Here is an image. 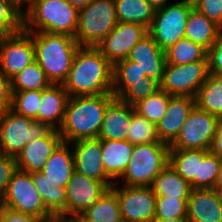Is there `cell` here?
<instances>
[{"instance_id":"cell-26","label":"cell","mask_w":222,"mask_h":222,"mask_svg":"<svg viewBox=\"0 0 222 222\" xmlns=\"http://www.w3.org/2000/svg\"><path fill=\"white\" fill-rule=\"evenodd\" d=\"M209 150H170L169 165L191 185L199 189V169Z\"/></svg>"},{"instance_id":"cell-8","label":"cell","mask_w":222,"mask_h":222,"mask_svg":"<svg viewBox=\"0 0 222 222\" xmlns=\"http://www.w3.org/2000/svg\"><path fill=\"white\" fill-rule=\"evenodd\" d=\"M0 206L15 212L29 214L47 222L57 220L45 207L40 193L34 185L32 174L16 170L8 183Z\"/></svg>"},{"instance_id":"cell-7","label":"cell","mask_w":222,"mask_h":222,"mask_svg":"<svg viewBox=\"0 0 222 222\" xmlns=\"http://www.w3.org/2000/svg\"><path fill=\"white\" fill-rule=\"evenodd\" d=\"M52 130L48 124L8 109L0 115V152L16 158L28 142L47 136Z\"/></svg>"},{"instance_id":"cell-32","label":"cell","mask_w":222,"mask_h":222,"mask_svg":"<svg viewBox=\"0 0 222 222\" xmlns=\"http://www.w3.org/2000/svg\"><path fill=\"white\" fill-rule=\"evenodd\" d=\"M146 75L136 62L123 59L113 65L112 93L120 98L132 85L145 82Z\"/></svg>"},{"instance_id":"cell-24","label":"cell","mask_w":222,"mask_h":222,"mask_svg":"<svg viewBox=\"0 0 222 222\" xmlns=\"http://www.w3.org/2000/svg\"><path fill=\"white\" fill-rule=\"evenodd\" d=\"M105 173L115 182L124 173L134 145L127 140H101Z\"/></svg>"},{"instance_id":"cell-49","label":"cell","mask_w":222,"mask_h":222,"mask_svg":"<svg viewBox=\"0 0 222 222\" xmlns=\"http://www.w3.org/2000/svg\"><path fill=\"white\" fill-rule=\"evenodd\" d=\"M92 0H67L72 6H75L78 10L84 8Z\"/></svg>"},{"instance_id":"cell-25","label":"cell","mask_w":222,"mask_h":222,"mask_svg":"<svg viewBox=\"0 0 222 222\" xmlns=\"http://www.w3.org/2000/svg\"><path fill=\"white\" fill-rule=\"evenodd\" d=\"M221 34L222 28L196 8L190 11L185 27V38L201 45L208 51Z\"/></svg>"},{"instance_id":"cell-43","label":"cell","mask_w":222,"mask_h":222,"mask_svg":"<svg viewBox=\"0 0 222 222\" xmlns=\"http://www.w3.org/2000/svg\"><path fill=\"white\" fill-rule=\"evenodd\" d=\"M16 170V158L0 153V200L4 196L12 174Z\"/></svg>"},{"instance_id":"cell-13","label":"cell","mask_w":222,"mask_h":222,"mask_svg":"<svg viewBox=\"0 0 222 222\" xmlns=\"http://www.w3.org/2000/svg\"><path fill=\"white\" fill-rule=\"evenodd\" d=\"M35 62L32 32L21 30L18 33L0 37V71L13 78L25 67Z\"/></svg>"},{"instance_id":"cell-23","label":"cell","mask_w":222,"mask_h":222,"mask_svg":"<svg viewBox=\"0 0 222 222\" xmlns=\"http://www.w3.org/2000/svg\"><path fill=\"white\" fill-rule=\"evenodd\" d=\"M69 144L62 141L47 159L41 171L48 181L58 184V187L66 188L75 172L73 149L69 148Z\"/></svg>"},{"instance_id":"cell-34","label":"cell","mask_w":222,"mask_h":222,"mask_svg":"<svg viewBox=\"0 0 222 222\" xmlns=\"http://www.w3.org/2000/svg\"><path fill=\"white\" fill-rule=\"evenodd\" d=\"M50 85L51 82L36 61L11 78L12 92L43 90Z\"/></svg>"},{"instance_id":"cell-1","label":"cell","mask_w":222,"mask_h":222,"mask_svg":"<svg viewBox=\"0 0 222 222\" xmlns=\"http://www.w3.org/2000/svg\"><path fill=\"white\" fill-rule=\"evenodd\" d=\"M62 85L70 97L112 93L113 65L97 47L80 46Z\"/></svg>"},{"instance_id":"cell-14","label":"cell","mask_w":222,"mask_h":222,"mask_svg":"<svg viewBox=\"0 0 222 222\" xmlns=\"http://www.w3.org/2000/svg\"><path fill=\"white\" fill-rule=\"evenodd\" d=\"M108 189L103 182L75 171L66 185V221L71 222L75 217L82 215Z\"/></svg>"},{"instance_id":"cell-41","label":"cell","mask_w":222,"mask_h":222,"mask_svg":"<svg viewBox=\"0 0 222 222\" xmlns=\"http://www.w3.org/2000/svg\"><path fill=\"white\" fill-rule=\"evenodd\" d=\"M159 88V84L152 78L146 76L145 82L132 85L120 99L129 105L134 106L140 100L152 95Z\"/></svg>"},{"instance_id":"cell-5","label":"cell","mask_w":222,"mask_h":222,"mask_svg":"<svg viewBox=\"0 0 222 222\" xmlns=\"http://www.w3.org/2000/svg\"><path fill=\"white\" fill-rule=\"evenodd\" d=\"M170 147L166 143L134 145L131 159L120 178L124 186H151L154 178L169 165Z\"/></svg>"},{"instance_id":"cell-12","label":"cell","mask_w":222,"mask_h":222,"mask_svg":"<svg viewBox=\"0 0 222 222\" xmlns=\"http://www.w3.org/2000/svg\"><path fill=\"white\" fill-rule=\"evenodd\" d=\"M111 187L117 194L123 222H152L155 218L156 195L151 186ZM116 185V186H115Z\"/></svg>"},{"instance_id":"cell-10","label":"cell","mask_w":222,"mask_h":222,"mask_svg":"<svg viewBox=\"0 0 222 222\" xmlns=\"http://www.w3.org/2000/svg\"><path fill=\"white\" fill-rule=\"evenodd\" d=\"M209 76V61H195L185 65L166 63L159 89L169 95L196 97Z\"/></svg>"},{"instance_id":"cell-15","label":"cell","mask_w":222,"mask_h":222,"mask_svg":"<svg viewBox=\"0 0 222 222\" xmlns=\"http://www.w3.org/2000/svg\"><path fill=\"white\" fill-rule=\"evenodd\" d=\"M148 28L137 23L118 22L97 48L114 65L127 59L132 48L146 35Z\"/></svg>"},{"instance_id":"cell-36","label":"cell","mask_w":222,"mask_h":222,"mask_svg":"<svg viewBox=\"0 0 222 222\" xmlns=\"http://www.w3.org/2000/svg\"><path fill=\"white\" fill-rule=\"evenodd\" d=\"M169 101L170 95L158 88L152 95L136 103L134 108L141 116L157 125L164 116Z\"/></svg>"},{"instance_id":"cell-47","label":"cell","mask_w":222,"mask_h":222,"mask_svg":"<svg viewBox=\"0 0 222 222\" xmlns=\"http://www.w3.org/2000/svg\"><path fill=\"white\" fill-rule=\"evenodd\" d=\"M209 151L222 160V118L217 121L215 136Z\"/></svg>"},{"instance_id":"cell-6","label":"cell","mask_w":222,"mask_h":222,"mask_svg":"<svg viewBox=\"0 0 222 222\" xmlns=\"http://www.w3.org/2000/svg\"><path fill=\"white\" fill-rule=\"evenodd\" d=\"M117 23L114 0H92L79 10L74 38L79 46L97 47Z\"/></svg>"},{"instance_id":"cell-2","label":"cell","mask_w":222,"mask_h":222,"mask_svg":"<svg viewBox=\"0 0 222 222\" xmlns=\"http://www.w3.org/2000/svg\"><path fill=\"white\" fill-rule=\"evenodd\" d=\"M114 98L113 93L70 97L58 130L62 140L72 144L98 138L105 109Z\"/></svg>"},{"instance_id":"cell-50","label":"cell","mask_w":222,"mask_h":222,"mask_svg":"<svg viewBox=\"0 0 222 222\" xmlns=\"http://www.w3.org/2000/svg\"><path fill=\"white\" fill-rule=\"evenodd\" d=\"M155 10L165 6L168 0H146Z\"/></svg>"},{"instance_id":"cell-28","label":"cell","mask_w":222,"mask_h":222,"mask_svg":"<svg viewBox=\"0 0 222 222\" xmlns=\"http://www.w3.org/2000/svg\"><path fill=\"white\" fill-rule=\"evenodd\" d=\"M123 222L120 204L116 192L109 188L90 208L82 215L75 217L71 222Z\"/></svg>"},{"instance_id":"cell-9","label":"cell","mask_w":222,"mask_h":222,"mask_svg":"<svg viewBox=\"0 0 222 222\" xmlns=\"http://www.w3.org/2000/svg\"><path fill=\"white\" fill-rule=\"evenodd\" d=\"M193 1L181 0L156 9L148 34L163 50L184 38L185 27Z\"/></svg>"},{"instance_id":"cell-54","label":"cell","mask_w":222,"mask_h":222,"mask_svg":"<svg viewBox=\"0 0 222 222\" xmlns=\"http://www.w3.org/2000/svg\"><path fill=\"white\" fill-rule=\"evenodd\" d=\"M53 222H68V221L55 220Z\"/></svg>"},{"instance_id":"cell-21","label":"cell","mask_w":222,"mask_h":222,"mask_svg":"<svg viewBox=\"0 0 222 222\" xmlns=\"http://www.w3.org/2000/svg\"><path fill=\"white\" fill-rule=\"evenodd\" d=\"M131 119V105L114 98L106 107L98 138L127 140Z\"/></svg>"},{"instance_id":"cell-11","label":"cell","mask_w":222,"mask_h":222,"mask_svg":"<svg viewBox=\"0 0 222 222\" xmlns=\"http://www.w3.org/2000/svg\"><path fill=\"white\" fill-rule=\"evenodd\" d=\"M219 117L195 106L186 118L170 150H209Z\"/></svg>"},{"instance_id":"cell-18","label":"cell","mask_w":222,"mask_h":222,"mask_svg":"<svg viewBox=\"0 0 222 222\" xmlns=\"http://www.w3.org/2000/svg\"><path fill=\"white\" fill-rule=\"evenodd\" d=\"M195 106L194 97L170 95L167 110L157 124L161 142L170 145L176 139L186 118Z\"/></svg>"},{"instance_id":"cell-51","label":"cell","mask_w":222,"mask_h":222,"mask_svg":"<svg viewBox=\"0 0 222 222\" xmlns=\"http://www.w3.org/2000/svg\"><path fill=\"white\" fill-rule=\"evenodd\" d=\"M152 222H189L187 218H176V219H153Z\"/></svg>"},{"instance_id":"cell-35","label":"cell","mask_w":222,"mask_h":222,"mask_svg":"<svg viewBox=\"0 0 222 222\" xmlns=\"http://www.w3.org/2000/svg\"><path fill=\"white\" fill-rule=\"evenodd\" d=\"M127 134V141L133 145L146 143H163L160 141L157 132V125L151 123L146 118L135 111L131 105L130 127Z\"/></svg>"},{"instance_id":"cell-17","label":"cell","mask_w":222,"mask_h":222,"mask_svg":"<svg viewBox=\"0 0 222 222\" xmlns=\"http://www.w3.org/2000/svg\"><path fill=\"white\" fill-rule=\"evenodd\" d=\"M62 141L59 131L53 129L47 136L28 142L16 157L17 169L31 174L41 172Z\"/></svg>"},{"instance_id":"cell-45","label":"cell","mask_w":222,"mask_h":222,"mask_svg":"<svg viewBox=\"0 0 222 222\" xmlns=\"http://www.w3.org/2000/svg\"><path fill=\"white\" fill-rule=\"evenodd\" d=\"M11 79L0 71V115L12 107Z\"/></svg>"},{"instance_id":"cell-19","label":"cell","mask_w":222,"mask_h":222,"mask_svg":"<svg viewBox=\"0 0 222 222\" xmlns=\"http://www.w3.org/2000/svg\"><path fill=\"white\" fill-rule=\"evenodd\" d=\"M127 59L136 62L143 70V74L158 84L161 82L166 64L165 51L155 43L149 34L132 48Z\"/></svg>"},{"instance_id":"cell-33","label":"cell","mask_w":222,"mask_h":222,"mask_svg":"<svg viewBox=\"0 0 222 222\" xmlns=\"http://www.w3.org/2000/svg\"><path fill=\"white\" fill-rule=\"evenodd\" d=\"M164 51L166 63L169 64L185 65L195 61H209L208 51L185 37Z\"/></svg>"},{"instance_id":"cell-46","label":"cell","mask_w":222,"mask_h":222,"mask_svg":"<svg viewBox=\"0 0 222 222\" xmlns=\"http://www.w3.org/2000/svg\"><path fill=\"white\" fill-rule=\"evenodd\" d=\"M0 222H47L29 214L15 212L0 206Z\"/></svg>"},{"instance_id":"cell-29","label":"cell","mask_w":222,"mask_h":222,"mask_svg":"<svg viewBox=\"0 0 222 222\" xmlns=\"http://www.w3.org/2000/svg\"><path fill=\"white\" fill-rule=\"evenodd\" d=\"M156 197L188 199L192 190L188 181L184 180L170 165H167L155 178L151 185Z\"/></svg>"},{"instance_id":"cell-48","label":"cell","mask_w":222,"mask_h":222,"mask_svg":"<svg viewBox=\"0 0 222 222\" xmlns=\"http://www.w3.org/2000/svg\"><path fill=\"white\" fill-rule=\"evenodd\" d=\"M0 1L8 4L22 18L28 13L30 2H31V0H0ZM25 4H28V5L24 6ZM23 7H26V8L24 9Z\"/></svg>"},{"instance_id":"cell-30","label":"cell","mask_w":222,"mask_h":222,"mask_svg":"<svg viewBox=\"0 0 222 222\" xmlns=\"http://www.w3.org/2000/svg\"><path fill=\"white\" fill-rule=\"evenodd\" d=\"M117 22L137 23L149 28L155 9L146 0H114Z\"/></svg>"},{"instance_id":"cell-20","label":"cell","mask_w":222,"mask_h":222,"mask_svg":"<svg viewBox=\"0 0 222 222\" xmlns=\"http://www.w3.org/2000/svg\"><path fill=\"white\" fill-rule=\"evenodd\" d=\"M69 98L70 96L61 84H51L43 89L38 115L35 120L48 124L54 130H59L64 120Z\"/></svg>"},{"instance_id":"cell-40","label":"cell","mask_w":222,"mask_h":222,"mask_svg":"<svg viewBox=\"0 0 222 222\" xmlns=\"http://www.w3.org/2000/svg\"><path fill=\"white\" fill-rule=\"evenodd\" d=\"M23 29V18L8 4L0 1V37L12 35Z\"/></svg>"},{"instance_id":"cell-3","label":"cell","mask_w":222,"mask_h":222,"mask_svg":"<svg viewBox=\"0 0 222 222\" xmlns=\"http://www.w3.org/2000/svg\"><path fill=\"white\" fill-rule=\"evenodd\" d=\"M35 61L51 84H63L80 47L76 39L66 34L32 32Z\"/></svg>"},{"instance_id":"cell-31","label":"cell","mask_w":222,"mask_h":222,"mask_svg":"<svg viewBox=\"0 0 222 222\" xmlns=\"http://www.w3.org/2000/svg\"><path fill=\"white\" fill-rule=\"evenodd\" d=\"M195 103L199 109L222 118V76L209 73L198 90Z\"/></svg>"},{"instance_id":"cell-42","label":"cell","mask_w":222,"mask_h":222,"mask_svg":"<svg viewBox=\"0 0 222 222\" xmlns=\"http://www.w3.org/2000/svg\"><path fill=\"white\" fill-rule=\"evenodd\" d=\"M194 8L222 28V0H193Z\"/></svg>"},{"instance_id":"cell-38","label":"cell","mask_w":222,"mask_h":222,"mask_svg":"<svg viewBox=\"0 0 222 222\" xmlns=\"http://www.w3.org/2000/svg\"><path fill=\"white\" fill-rule=\"evenodd\" d=\"M188 199L156 197L154 219L187 218Z\"/></svg>"},{"instance_id":"cell-22","label":"cell","mask_w":222,"mask_h":222,"mask_svg":"<svg viewBox=\"0 0 222 222\" xmlns=\"http://www.w3.org/2000/svg\"><path fill=\"white\" fill-rule=\"evenodd\" d=\"M187 204L189 222H222V204L213 188L192 189Z\"/></svg>"},{"instance_id":"cell-52","label":"cell","mask_w":222,"mask_h":222,"mask_svg":"<svg viewBox=\"0 0 222 222\" xmlns=\"http://www.w3.org/2000/svg\"><path fill=\"white\" fill-rule=\"evenodd\" d=\"M214 187H222V163Z\"/></svg>"},{"instance_id":"cell-44","label":"cell","mask_w":222,"mask_h":222,"mask_svg":"<svg viewBox=\"0 0 222 222\" xmlns=\"http://www.w3.org/2000/svg\"><path fill=\"white\" fill-rule=\"evenodd\" d=\"M209 73L222 76V34L208 50Z\"/></svg>"},{"instance_id":"cell-37","label":"cell","mask_w":222,"mask_h":222,"mask_svg":"<svg viewBox=\"0 0 222 222\" xmlns=\"http://www.w3.org/2000/svg\"><path fill=\"white\" fill-rule=\"evenodd\" d=\"M11 109L17 114L35 120L40 107L42 90L12 92Z\"/></svg>"},{"instance_id":"cell-27","label":"cell","mask_w":222,"mask_h":222,"mask_svg":"<svg viewBox=\"0 0 222 222\" xmlns=\"http://www.w3.org/2000/svg\"><path fill=\"white\" fill-rule=\"evenodd\" d=\"M32 180L46 209L57 220L66 221V188L51 183L41 172L32 173Z\"/></svg>"},{"instance_id":"cell-53","label":"cell","mask_w":222,"mask_h":222,"mask_svg":"<svg viewBox=\"0 0 222 222\" xmlns=\"http://www.w3.org/2000/svg\"><path fill=\"white\" fill-rule=\"evenodd\" d=\"M213 189L216 192L219 202L222 204V187H214Z\"/></svg>"},{"instance_id":"cell-4","label":"cell","mask_w":222,"mask_h":222,"mask_svg":"<svg viewBox=\"0 0 222 222\" xmlns=\"http://www.w3.org/2000/svg\"><path fill=\"white\" fill-rule=\"evenodd\" d=\"M78 17L79 10L67 0H31L28 13L23 17V30L75 37Z\"/></svg>"},{"instance_id":"cell-39","label":"cell","mask_w":222,"mask_h":222,"mask_svg":"<svg viewBox=\"0 0 222 222\" xmlns=\"http://www.w3.org/2000/svg\"><path fill=\"white\" fill-rule=\"evenodd\" d=\"M222 160L209 152L200 163L199 189L214 188Z\"/></svg>"},{"instance_id":"cell-16","label":"cell","mask_w":222,"mask_h":222,"mask_svg":"<svg viewBox=\"0 0 222 222\" xmlns=\"http://www.w3.org/2000/svg\"><path fill=\"white\" fill-rule=\"evenodd\" d=\"M75 171L103 182L111 188L114 182L106 173L103 165L101 139H82L73 142Z\"/></svg>"}]
</instances>
